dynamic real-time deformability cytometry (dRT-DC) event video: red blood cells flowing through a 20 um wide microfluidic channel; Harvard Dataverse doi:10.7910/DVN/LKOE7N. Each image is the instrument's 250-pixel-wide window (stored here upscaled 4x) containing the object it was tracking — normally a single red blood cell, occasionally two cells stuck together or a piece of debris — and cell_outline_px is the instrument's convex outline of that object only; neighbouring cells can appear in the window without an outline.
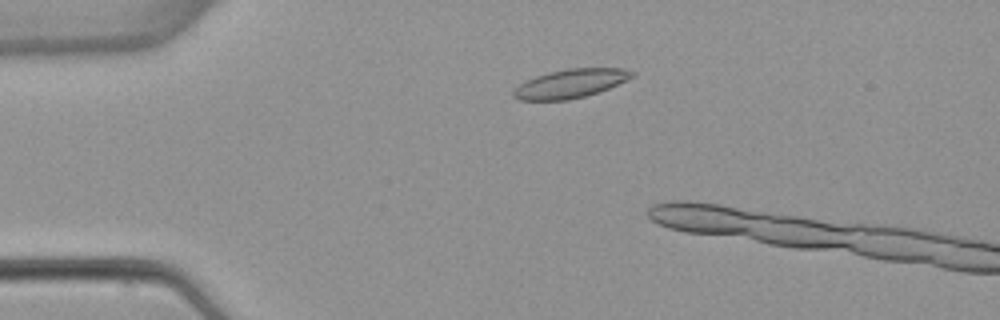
{"species": "common noctule bat (a hibernating species)", "species_latin": "Nyctalus noctula", "temperature_condition": "warm", "stored_images_in_passage": 2, "camera_frame_rate_fps": 3000, "um_per_image_px": 0.085, "animal": {"sex": "female", "body_mass_g": 22.7, "forearm_length_mm": 54.2}, "frame": {"image": 1, "passage_image": 1, "time_ms": 0.0, "image_size_px": [1000, 320], "cell_outline_px": [[636, 76], [608, 88], [584, 96], [568, 100], [516, 100], [512, 96], [512, 92], [524, 80], [548, 72], [568, 68], [624, 68], [636, 72]], "centroid_in_image_um": [48.48, 7.09], "position_along_channel_um": 36.5, "area_um2": 19.94}}